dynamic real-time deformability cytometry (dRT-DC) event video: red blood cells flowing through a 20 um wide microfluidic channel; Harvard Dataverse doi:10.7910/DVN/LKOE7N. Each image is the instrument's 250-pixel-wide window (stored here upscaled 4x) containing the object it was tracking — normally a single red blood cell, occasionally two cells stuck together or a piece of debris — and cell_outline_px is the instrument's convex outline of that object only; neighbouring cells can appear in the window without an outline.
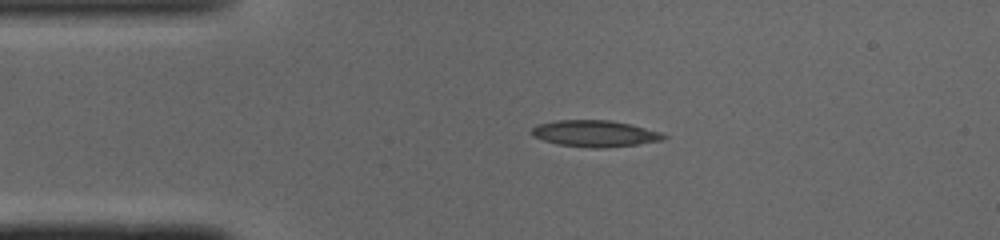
{"species": "common noctule bat (a hibernating species)", "species_latin": "Nyctalus noctula", "temperature_condition": "cold", "stored_images_in_passage": 46, "camera_frame_rate_fps": 3000, "um_per_image_px": 0.085, "animal": {"sex": "male", "body_mass_g": 19.0, "forearm_length_mm": 50.8}, "frame": {"image": 1, "passage_image": 8, "time_ms": 2.333, "image_size_px": [1000, 240], "cell_outline_px": [[668, 136], [664, 140], [608, 148], [596, 148], [556, 144], [532, 136], [532, 128], [536, 124], [556, 120], [608, 120], [632, 124], [660, 132]], "centroid_in_image_um": [50.56, 11.35], "position_along_channel_um": 34.4, "area_um2": 20.4}}
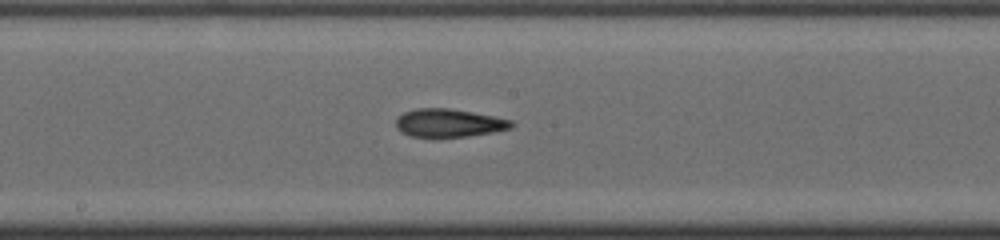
{"frame": {"image": 2, "passage_image": 23, "time_ms": 7.333, "image_size_px": [1000, 240], "cell_outline_px": [[516, 124], [512, 128], [492, 132], [468, 136], [408, 136], [400, 132], [396, 128], [396, 116], [404, 112], [416, 108], [448, 108], [472, 112], [512, 120]], "centroid_in_image_um": [38.13, 10.44], "position_along_channel_um": 210.1, "area_um2": 18.9}}
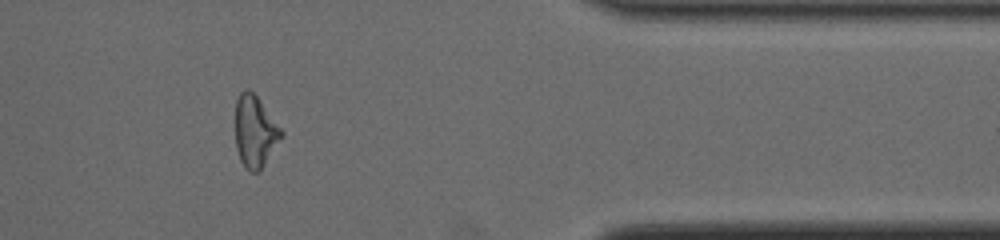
{"frame": {"image": 3, "passage_image": 38, "time_ms": 12.333, "image_size_px": [1000, 240], "cell_outline_px": [[284, 136], [260, 168], [256, 172], [248, 172], [244, 168], [240, 160], [236, 148], [236, 100], [240, 92], [244, 88], [248, 88], [256, 96], [284, 132]], "centroid_in_image_um": [21.66, 11.17], "position_along_channel_um": 389.7, "area_um2": 19.02}, "authors_computed_cell_mechanics": {"area_um2": 19.5075, "velocity_mm_per_s": 4.112, "shape_relaxation_time_tau1_ms": 5.7953, "shape_relaxation_time_tau2_ms": 6.1245, "deformation_change_tau1": 0.1884, "deformation_change_tau2": 0.1906}}